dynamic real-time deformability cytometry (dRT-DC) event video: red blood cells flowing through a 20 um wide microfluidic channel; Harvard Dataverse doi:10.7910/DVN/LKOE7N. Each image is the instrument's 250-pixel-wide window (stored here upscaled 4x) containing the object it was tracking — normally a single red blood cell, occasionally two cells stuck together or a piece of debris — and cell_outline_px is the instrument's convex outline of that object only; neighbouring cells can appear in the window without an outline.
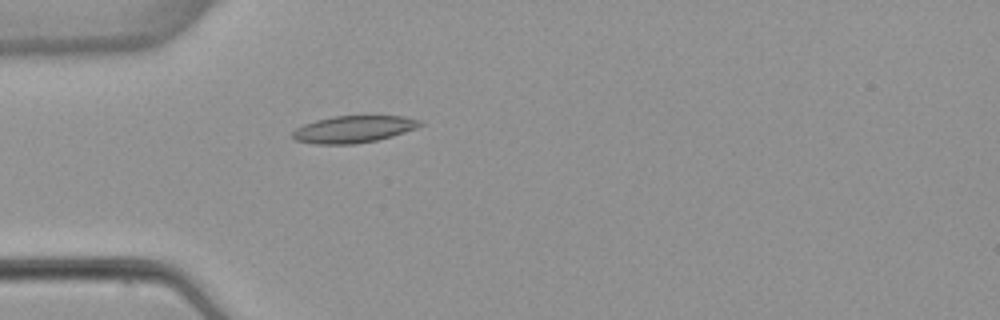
{"species": "common noctule bat (a hibernating species)", "species_latin": "Nyctalus noctula", "temperature_condition": "warm", "stored_images_in_passage": 5, "camera_frame_rate_fps": 3000, "um_per_image_px": 0.085, "animal": {"sex": "female", "body_mass_g": 22.7, "forearm_length_mm": 54.2}, "frame": {"image": 1, "passage_image": 5, "time_ms": 4.667, "image_size_px": [1000, 320], "cell_outline_px": [[424, 124], [416, 128], [392, 136], [376, 140], [352, 144], [316, 144], [296, 140], [292, 136], [292, 132], [296, 128], [304, 124], [316, 120], [332, 116], [404, 116], [420, 120]], "centroid_in_image_um": [30.05, 10.98], "position_along_channel_um": 54.9, "area_um2": 19.94}}